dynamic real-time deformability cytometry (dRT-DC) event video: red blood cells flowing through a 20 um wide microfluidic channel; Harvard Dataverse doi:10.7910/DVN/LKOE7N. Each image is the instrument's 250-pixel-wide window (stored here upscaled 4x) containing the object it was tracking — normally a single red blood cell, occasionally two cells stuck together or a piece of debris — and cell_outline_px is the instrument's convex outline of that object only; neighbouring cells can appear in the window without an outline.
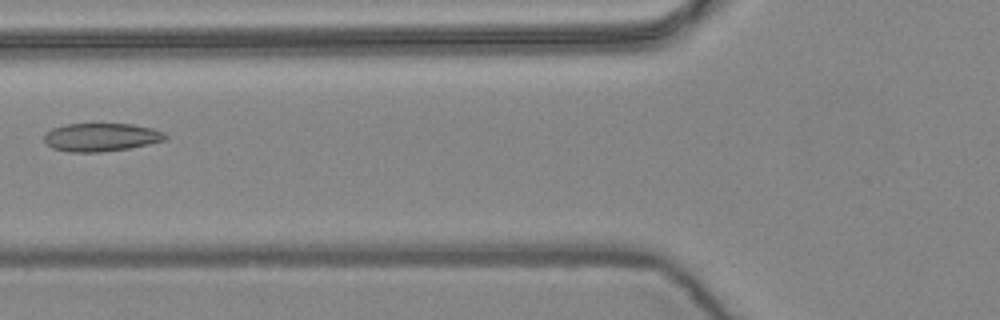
{"species": "common noctule bat (a hibernating species)", "species_latin": "Nyctalus noctula", "temperature_condition": "warm", "stored_images_in_passage": 7, "camera_frame_rate_fps": 3000, "um_per_image_px": 0.085, "animal": {"sex": "female", "body_mass_g": 24.6, "forearm_length_mm": 56.2}, "frame": {"image": 1, "passage_image": 4, "time_ms": 1.0, "image_size_px": [1000, 320], "cell_outline_px": [[168, 136], [164, 140], [148, 144], [128, 148], [100, 152], [68, 152], [52, 148], [44, 140], [44, 136], [52, 128], [68, 124], [132, 124], [152, 128], [164, 132]], "centroid_in_image_um": [8.6, 11.66], "position_along_channel_um": 117.2, "area_um2": 19.77}}
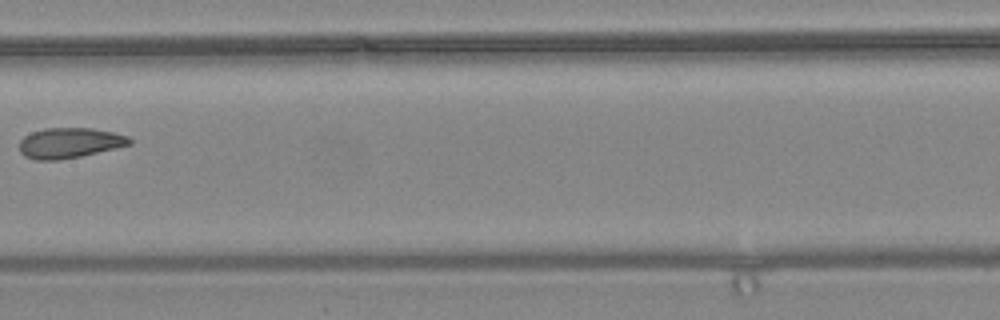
{"frame": {"image": 2, "passage_image": 6, "time_ms": 1.667, "image_size_px": [1000, 320], "cell_outline_px": [[132, 144], [116, 148], [80, 156], [60, 160], [36, 160], [24, 156], [20, 152], [20, 140], [24, 136], [32, 132], [44, 128], [92, 128], [112, 132], [128, 136], [132, 140]], "centroid_in_image_um": [5.9, 12.15], "position_along_channel_um": 201.5, "area_um2": 19.48}}
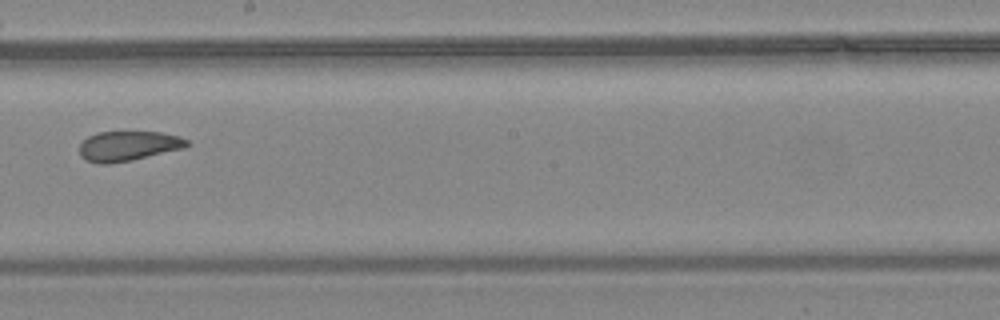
{"frame": {"image": 3, "passage_image": 7, "time_ms": 2.0, "image_size_px": [1000, 320], "cell_outline_px": [[188, 144], [184, 148], [132, 160], [108, 164], [100, 164], [88, 160], [80, 156], [80, 144], [88, 136], [96, 132], [160, 132], [180, 136], [188, 140]], "centroid_in_image_um": [10.89, 12.4], "position_along_channel_um": 237.3, "area_um2": 18.61}}